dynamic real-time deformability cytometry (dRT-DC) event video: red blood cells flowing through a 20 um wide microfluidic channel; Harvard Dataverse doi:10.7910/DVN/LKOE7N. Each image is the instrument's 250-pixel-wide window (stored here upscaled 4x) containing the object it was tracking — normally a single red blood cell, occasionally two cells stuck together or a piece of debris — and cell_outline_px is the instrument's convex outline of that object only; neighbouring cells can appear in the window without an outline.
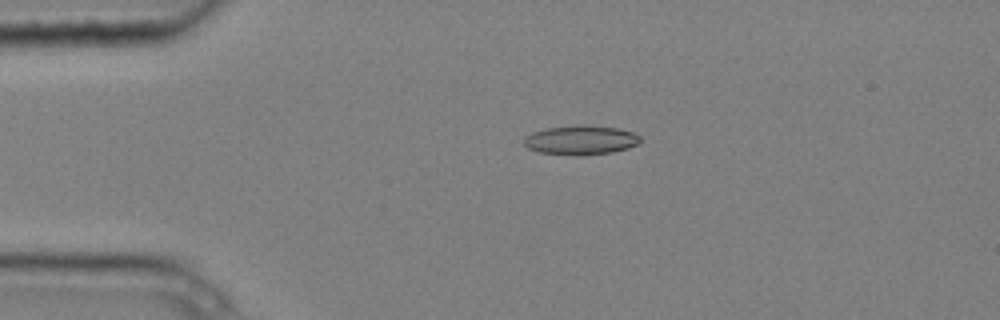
{"species": "common noctule bat (a hibernating species)", "species_latin": "Nyctalus noctula", "temperature_condition": "cold", "stored_images_in_passage": 2, "camera_frame_rate_fps": 3000, "um_per_image_px": 0.085, "animal": {"sex": "male", "body_mass_g": 20.4}, "frame": {"image": 1, "passage_image": 1, "time_ms": 0.0, "image_size_px": [1000, 320], "cell_outline_px": [[640, 140], [636, 144], [628, 148], [612, 152], [576, 156], [540, 152], [528, 148], [524, 144], [524, 136], [532, 132], [548, 128], [576, 124], [588, 124], [620, 128], [636, 132], [640, 136]], "centroid_in_image_um": [49.38, 11.88], "position_along_channel_um": 35.6, "area_um2": 20.17}}